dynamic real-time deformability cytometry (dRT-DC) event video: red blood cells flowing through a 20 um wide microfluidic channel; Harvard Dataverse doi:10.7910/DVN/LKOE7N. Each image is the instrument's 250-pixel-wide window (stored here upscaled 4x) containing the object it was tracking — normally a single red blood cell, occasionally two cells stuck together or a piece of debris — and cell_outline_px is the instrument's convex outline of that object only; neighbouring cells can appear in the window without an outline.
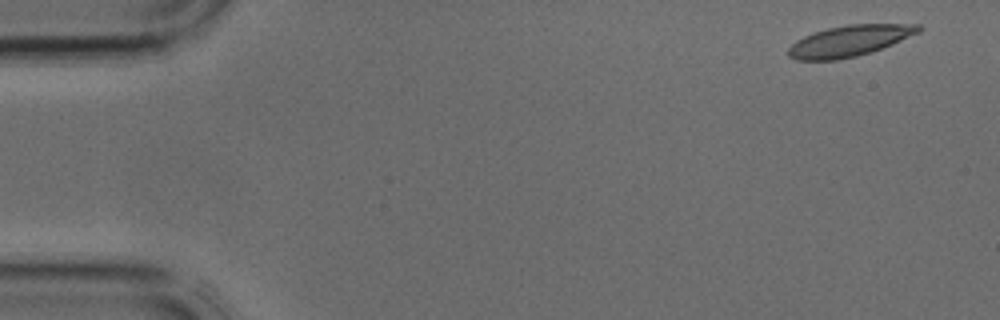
{"species": "common noctule bat (a hibernating species)", "species_latin": "Nyctalus noctula", "temperature_condition": "cold", "stored_images_in_passage": 4, "camera_frame_rate_fps": 3000, "um_per_image_px": 0.085, "animal": {"sex": "male", "body_mass_g": 17.9, "forearm_length_mm": 54.2}, "frame": {"image": 1, "passage_image": 1, "time_ms": 0.0, "image_size_px": [1000, 320], "cell_outline_px": [[924, 28], [920, 32], [892, 44], [872, 52], [856, 56], [836, 60], [796, 60], [788, 56], [788, 48], [796, 40], [812, 32], [828, 28], [848, 24], [920, 24]], "centroid_in_image_um": [72.21, 3.47], "position_along_channel_um": 12.8, "area_um2": 23.64}}
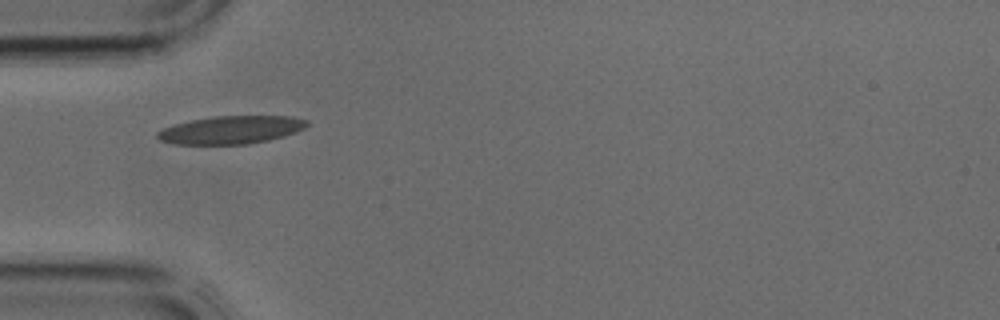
{"frame": {"image": 2, "passage_image": 4, "time_ms": 1.0, "image_size_px": [1000, 320], "cell_outline_px": [[308, 124], [304, 128], [296, 132], [284, 136], [268, 140], [248, 144], [176, 144], [160, 140], [156, 136], [156, 132], [172, 124], [192, 120], [216, 116], [292, 116], [308, 120]], "centroid_in_image_um": [19.65, 11.03], "position_along_channel_um": 65.4, "area_um2": 24.33}}